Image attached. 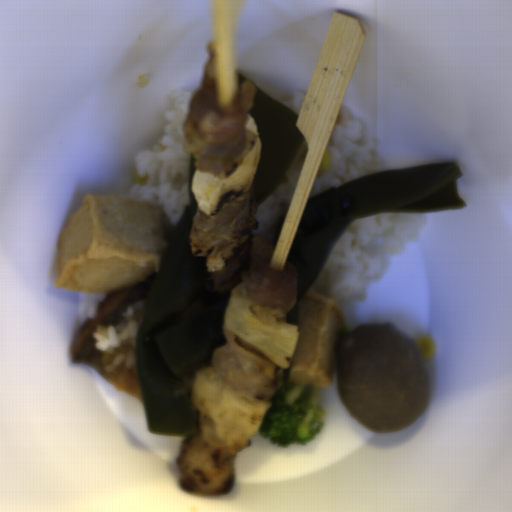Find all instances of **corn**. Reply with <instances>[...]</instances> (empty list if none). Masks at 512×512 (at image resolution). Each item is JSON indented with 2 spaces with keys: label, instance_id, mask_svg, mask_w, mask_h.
I'll use <instances>...</instances> for the list:
<instances>
[{
  "label": "corn",
  "instance_id": "obj_1",
  "mask_svg": "<svg viewBox=\"0 0 512 512\" xmlns=\"http://www.w3.org/2000/svg\"><path fill=\"white\" fill-rule=\"evenodd\" d=\"M412 339L415 341L421 352L423 353L427 364L431 358L434 357L436 353V343L431 335L426 333L410 335Z\"/></svg>",
  "mask_w": 512,
  "mask_h": 512
}]
</instances>
